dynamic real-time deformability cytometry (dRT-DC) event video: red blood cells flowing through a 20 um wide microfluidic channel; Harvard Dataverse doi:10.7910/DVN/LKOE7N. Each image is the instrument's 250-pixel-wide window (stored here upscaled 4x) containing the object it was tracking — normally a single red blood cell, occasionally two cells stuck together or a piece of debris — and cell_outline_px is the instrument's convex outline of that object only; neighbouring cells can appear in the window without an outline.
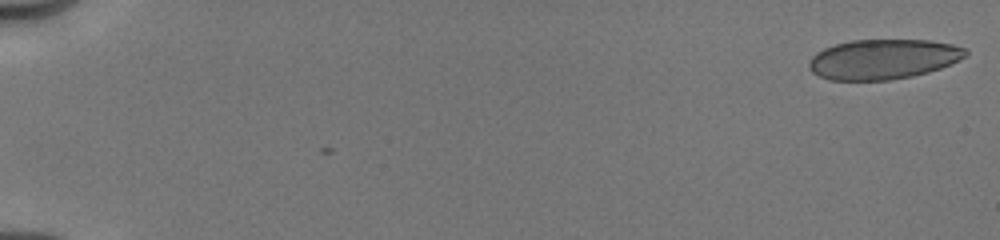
{"species": "human", "species_latin": "Homo sapiens", "temperature_condition": "cold", "stored_images_in_passage": 16, "camera_frame_rate_fps": 3000, "um_per_image_px": 0.085, "donor": {"sex": "male"}, "frame": {"image": 1, "passage_image": 1, "time_ms": 0.0, "image_size_px": [1000, 240], "cell_outline_px": [[968, 52], [960, 60], [940, 68], [928, 72], [912, 76], [888, 80], [828, 80], [812, 72], [808, 68], [808, 60], [816, 52], [824, 48], [836, 44], [852, 40], [932, 40], [952, 44], [968, 48]], "centroid_in_image_um": [75.06, 5.03], "position_along_channel_um": 9.9, "area_um2": 36.65}}
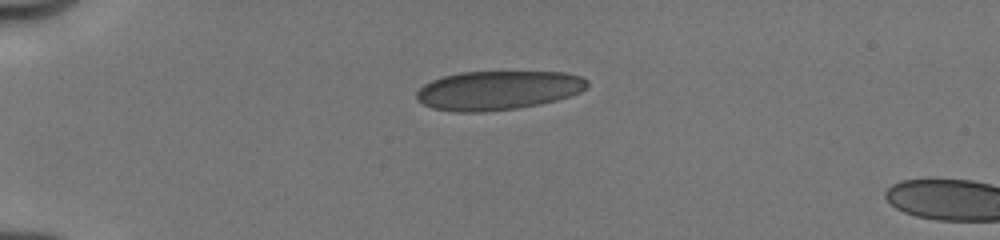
{"frame": {"image": 2, "passage_image": 12, "time_ms": 4.333, "image_size_px": [1000, 240], "cell_outline_px": [[588, 84], [580, 92], [572, 96], [540, 104], [520, 108], [484, 112], [456, 112], [432, 108], [416, 100], [416, 92], [424, 84], [432, 80], [444, 76], [460, 72], [568, 72], [580, 76], [588, 80]], "centroid_in_image_um": [42.33, 7.68], "position_along_channel_um": 42.7, "area_um2": 39.07}}
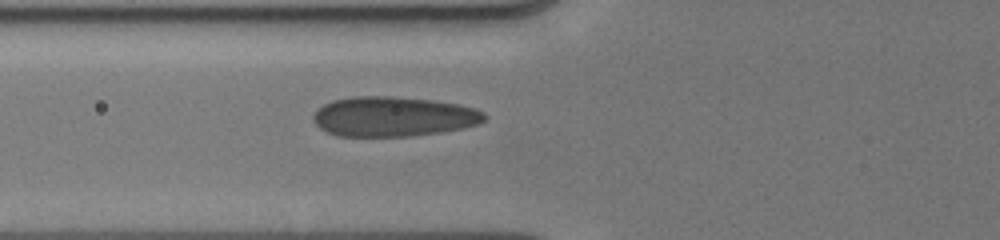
{"frame": {"image": 3, "passage_image": 16, "time_ms": 6.667, "image_size_px": [1000, 240], "cell_outline_px": [[488, 116], [480, 124], [464, 128], [440, 132], [412, 136], [336, 136], [320, 128], [312, 120], [312, 116], [324, 104], [332, 100], [356, 96], [388, 96], [432, 100], [460, 104], [476, 108], [484, 112]], "centroid_in_image_um": [33.47, 9.91], "position_along_channel_um": 92.3, "area_um2": 39.94}}